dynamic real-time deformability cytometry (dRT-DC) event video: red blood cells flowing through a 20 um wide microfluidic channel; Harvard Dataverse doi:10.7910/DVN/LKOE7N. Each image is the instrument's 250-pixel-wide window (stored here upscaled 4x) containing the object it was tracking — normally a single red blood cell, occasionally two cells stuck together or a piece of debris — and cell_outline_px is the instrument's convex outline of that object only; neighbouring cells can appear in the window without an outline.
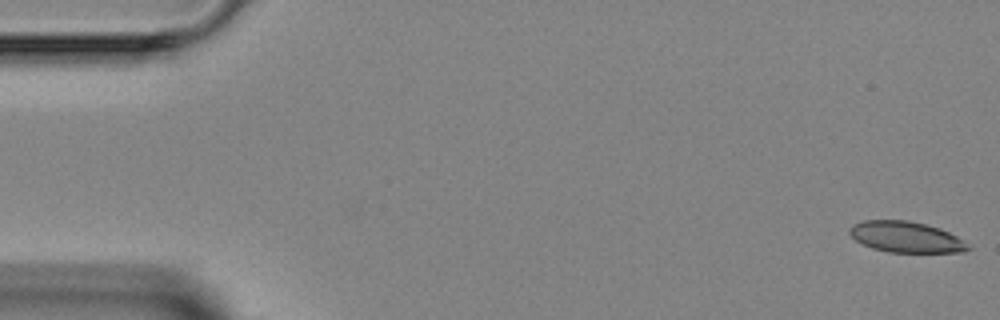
{"species": "Egyptian fruit bat (a non-hibernating species)", "species_latin": "Rousettus aegyptiacus", "temperature_condition": "room temperature", "stored_images_in_passage": 5, "segment_of_instrument_passage": [1, 2], "camera_frame_rate_fps": 3000, "um_per_image_px": 0.085, "animal": {"sex": "female"}, "frame": {"image": 1, "passage_image": 1, "time_ms": 0.0, "image_size_px": [1000, 320], "cell_outline_px": [[972, 248], [964, 252], [888, 252], [872, 248], [856, 240], [848, 232], [848, 228], [852, 224], [864, 220], [908, 220], [940, 228], [956, 236]], "centroid_in_image_um": [76.98, 20.14], "position_along_channel_um": 8.0, "area_um2": 21.27}}
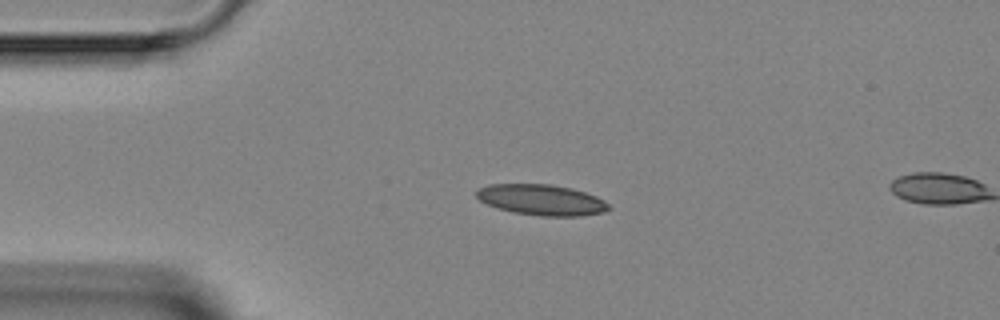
{"frame": {"image": 2, "passage_image": 4, "time_ms": 3.333, "image_size_px": [1000, 320], "cell_outline_px": [[612, 208], [604, 212], [580, 216], [540, 216], [512, 212], [488, 204], [480, 200], [476, 196], [476, 192], [480, 188], [488, 184], [552, 184], [572, 188], [596, 196], [604, 200]], "centroid_in_image_um": [46.06, 16.99], "position_along_channel_um": 38.9, "area_um2": 23.7}}